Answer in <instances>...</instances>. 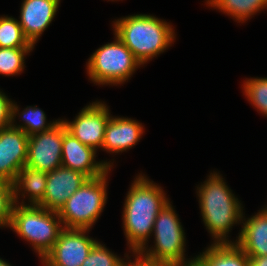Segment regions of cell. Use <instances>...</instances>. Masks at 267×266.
Masks as SVG:
<instances>
[{"mask_svg":"<svg viewBox=\"0 0 267 266\" xmlns=\"http://www.w3.org/2000/svg\"><path fill=\"white\" fill-rule=\"evenodd\" d=\"M169 202L163 189L145 175L132 183L123 207V229L132 253H138L153 233L158 213Z\"/></svg>","mask_w":267,"mask_h":266,"instance_id":"cell-1","label":"cell"},{"mask_svg":"<svg viewBox=\"0 0 267 266\" xmlns=\"http://www.w3.org/2000/svg\"><path fill=\"white\" fill-rule=\"evenodd\" d=\"M198 189L201 216L214 243H232L227 240L234 224H241L243 207L219 173H210Z\"/></svg>","mask_w":267,"mask_h":266,"instance_id":"cell-2","label":"cell"},{"mask_svg":"<svg viewBox=\"0 0 267 266\" xmlns=\"http://www.w3.org/2000/svg\"><path fill=\"white\" fill-rule=\"evenodd\" d=\"M113 23L114 34L141 65L163 53L175 39L172 25L152 15H129Z\"/></svg>","mask_w":267,"mask_h":266,"instance_id":"cell-3","label":"cell"},{"mask_svg":"<svg viewBox=\"0 0 267 266\" xmlns=\"http://www.w3.org/2000/svg\"><path fill=\"white\" fill-rule=\"evenodd\" d=\"M20 204V206H19ZM14 203L9 227L30 242L41 260L53 248L64 228L59 213L41 206Z\"/></svg>","mask_w":267,"mask_h":266,"instance_id":"cell-4","label":"cell"},{"mask_svg":"<svg viewBox=\"0 0 267 266\" xmlns=\"http://www.w3.org/2000/svg\"><path fill=\"white\" fill-rule=\"evenodd\" d=\"M89 178L76 190L60 209L64 228L91 229L101 215L107 201V176Z\"/></svg>","mask_w":267,"mask_h":266,"instance_id":"cell-5","label":"cell"},{"mask_svg":"<svg viewBox=\"0 0 267 266\" xmlns=\"http://www.w3.org/2000/svg\"><path fill=\"white\" fill-rule=\"evenodd\" d=\"M152 234L155 245L149 249L148 245L142 248L138 252L142 257L164 266L191 261L185 259V233L170 201L158 213Z\"/></svg>","mask_w":267,"mask_h":266,"instance_id":"cell-6","label":"cell"},{"mask_svg":"<svg viewBox=\"0 0 267 266\" xmlns=\"http://www.w3.org/2000/svg\"><path fill=\"white\" fill-rule=\"evenodd\" d=\"M114 35L115 41L98 48L88 60L86 69L94 84H123L141 66L131 50Z\"/></svg>","mask_w":267,"mask_h":266,"instance_id":"cell-7","label":"cell"},{"mask_svg":"<svg viewBox=\"0 0 267 266\" xmlns=\"http://www.w3.org/2000/svg\"><path fill=\"white\" fill-rule=\"evenodd\" d=\"M89 229L63 228L53 248L43 257L44 266H81L97 242Z\"/></svg>","mask_w":267,"mask_h":266,"instance_id":"cell-8","label":"cell"},{"mask_svg":"<svg viewBox=\"0 0 267 266\" xmlns=\"http://www.w3.org/2000/svg\"><path fill=\"white\" fill-rule=\"evenodd\" d=\"M63 122L50 130L30 135L26 167L52 172L62 166Z\"/></svg>","mask_w":267,"mask_h":266,"instance_id":"cell-9","label":"cell"},{"mask_svg":"<svg viewBox=\"0 0 267 266\" xmlns=\"http://www.w3.org/2000/svg\"><path fill=\"white\" fill-rule=\"evenodd\" d=\"M111 114L103 102H93L80 110L72 122L62 120L66 129L81 143L95 151L102 149L106 125Z\"/></svg>","mask_w":267,"mask_h":266,"instance_id":"cell-10","label":"cell"},{"mask_svg":"<svg viewBox=\"0 0 267 266\" xmlns=\"http://www.w3.org/2000/svg\"><path fill=\"white\" fill-rule=\"evenodd\" d=\"M28 138L21 129L12 126L0 129V181L13 184L26 165Z\"/></svg>","mask_w":267,"mask_h":266,"instance_id":"cell-11","label":"cell"},{"mask_svg":"<svg viewBox=\"0 0 267 266\" xmlns=\"http://www.w3.org/2000/svg\"><path fill=\"white\" fill-rule=\"evenodd\" d=\"M96 152L84 145L66 129L63 123L62 166L79 171L88 178L105 174L113 166L109 161H95Z\"/></svg>","mask_w":267,"mask_h":266,"instance_id":"cell-12","label":"cell"},{"mask_svg":"<svg viewBox=\"0 0 267 266\" xmlns=\"http://www.w3.org/2000/svg\"><path fill=\"white\" fill-rule=\"evenodd\" d=\"M89 178L76 170L58 167L47 173V185L43 201L38 205L59 212L69 197Z\"/></svg>","mask_w":267,"mask_h":266,"instance_id":"cell-13","label":"cell"},{"mask_svg":"<svg viewBox=\"0 0 267 266\" xmlns=\"http://www.w3.org/2000/svg\"><path fill=\"white\" fill-rule=\"evenodd\" d=\"M60 0H23L20 8V26L25 38L35 46L58 11Z\"/></svg>","mask_w":267,"mask_h":266,"instance_id":"cell-14","label":"cell"},{"mask_svg":"<svg viewBox=\"0 0 267 266\" xmlns=\"http://www.w3.org/2000/svg\"><path fill=\"white\" fill-rule=\"evenodd\" d=\"M143 131L142 123L131 118L111 115L106 125L102 149L108 153L129 150L140 140Z\"/></svg>","mask_w":267,"mask_h":266,"instance_id":"cell-15","label":"cell"},{"mask_svg":"<svg viewBox=\"0 0 267 266\" xmlns=\"http://www.w3.org/2000/svg\"><path fill=\"white\" fill-rule=\"evenodd\" d=\"M244 219L235 243L249 258L267 256V214L261 210L247 220Z\"/></svg>","mask_w":267,"mask_h":266,"instance_id":"cell-16","label":"cell"},{"mask_svg":"<svg viewBox=\"0 0 267 266\" xmlns=\"http://www.w3.org/2000/svg\"><path fill=\"white\" fill-rule=\"evenodd\" d=\"M47 185V173L24 166L13 182L14 203L19 204L20 193L29 196V205L38 206L44 198ZM22 191V192H21ZM19 195V197H18Z\"/></svg>","mask_w":267,"mask_h":266,"instance_id":"cell-17","label":"cell"},{"mask_svg":"<svg viewBox=\"0 0 267 266\" xmlns=\"http://www.w3.org/2000/svg\"><path fill=\"white\" fill-rule=\"evenodd\" d=\"M194 258L201 266H250L249 257L234 241L212 243Z\"/></svg>","mask_w":267,"mask_h":266,"instance_id":"cell-18","label":"cell"},{"mask_svg":"<svg viewBox=\"0 0 267 266\" xmlns=\"http://www.w3.org/2000/svg\"><path fill=\"white\" fill-rule=\"evenodd\" d=\"M206 4L241 23L267 8V0H207Z\"/></svg>","mask_w":267,"mask_h":266,"instance_id":"cell-19","label":"cell"},{"mask_svg":"<svg viewBox=\"0 0 267 266\" xmlns=\"http://www.w3.org/2000/svg\"><path fill=\"white\" fill-rule=\"evenodd\" d=\"M19 107L17 104L12 103V119L11 126L17 129H21L26 135L30 136L36 133L44 132L50 130L59 121H53L50 123L46 122V115L44 111L39 109L37 106H27L21 113H19ZM19 113V114H18ZM22 117L24 124L17 125L15 123L16 115ZM17 125V126H16Z\"/></svg>","mask_w":267,"mask_h":266,"instance_id":"cell-20","label":"cell"},{"mask_svg":"<svg viewBox=\"0 0 267 266\" xmlns=\"http://www.w3.org/2000/svg\"><path fill=\"white\" fill-rule=\"evenodd\" d=\"M5 47H34L25 38L18 20L12 16H0V48Z\"/></svg>","mask_w":267,"mask_h":266,"instance_id":"cell-21","label":"cell"},{"mask_svg":"<svg viewBox=\"0 0 267 266\" xmlns=\"http://www.w3.org/2000/svg\"><path fill=\"white\" fill-rule=\"evenodd\" d=\"M33 48H0V74L6 76L21 74L25 67V55Z\"/></svg>","mask_w":267,"mask_h":266,"instance_id":"cell-22","label":"cell"},{"mask_svg":"<svg viewBox=\"0 0 267 266\" xmlns=\"http://www.w3.org/2000/svg\"><path fill=\"white\" fill-rule=\"evenodd\" d=\"M243 90L254 108L267 117V78H246Z\"/></svg>","mask_w":267,"mask_h":266,"instance_id":"cell-23","label":"cell"},{"mask_svg":"<svg viewBox=\"0 0 267 266\" xmlns=\"http://www.w3.org/2000/svg\"><path fill=\"white\" fill-rule=\"evenodd\" d=\"M123 260L97 241L81 266H121Z\"/></svg>","mask_w":267,"mask_h":266,"instance_id":"cell-24","label":"cell"},{"mask_svg":"<svg viewBox=\"0 0 267 266\" xmlns=\"http://www.w3.org/2000/svg\"><path fill=\"white\" fill-rule=\"evenodd\" d=\"M13 205V184L0 181V228L9 227Z\"/></svg>","mask_w":267,"mask_h":266,"instance_id":"cell-25","label":"cell"},{"mask_svg":"<svg viewBox=\"0 0 267 266\" xmlns=\"http://www.w3.org/2000/svg\"><path fill=\"white\" fill-rule=\"evenodd\" d=\"M12 103L13 101L0 91V129L11 126Z\"/></svg>","mask_w":267,"mask_h":266,"instance_id":"cell-26","label":"cell"},{"mask_svg":"<svg viewBox=\"0 0 267 266\" xmlns=\"http://www.w3.org/2000/svg\"><path fill=\"white\" fill-rule=\"evenodd\" d=\"M126 257H128V261H123V263L121 264V266H164L160 263H156L154 261H150L148 259H145L144 257H142L140 254L138 253H134L135 256V261L131 262V260L129 259V256L125 254Z\"/></svg>","mask_w":267,"mask_h":266,"instance_id":"cell-27","label":"cell"},{"mask_svg":"<svg viewBox=\"0 0 267 266\" xmlns=\"http://www.w3.org/2000/svg\"><path fill=\"white\" fill-rule=\"evenodd\" d=\"M250 266H267V256L250 257Z\"/></svg>","mask_w":267,"mask_h":266,"instance_id":"cell-28","label":"cell"},{"mask_svg":"<svg viewBox=\"0 0 267 266\" xmlns=\"http://www.w3.org/2000/svg\"><path fill=\"white\" fill-rule=\"evenodd\" d=\"M171 266H201L200 263L194 258L191 259V261L186 262V263H181V264H176V265H171Z\"/></svg>","mask_w":267,"mask_h":266,"instance_id":"cell-29","label":"cell"},{"mask_svg":"<svg viewBox=\"0 0 267 266\" xmlns=\"http://www.w3.org/2000/svg\"><path fill=\"white\" fill-rule=\"evenodd\" d=\"M0 266H11V265L0 258Z\"/></svg>","mask_w":267,"mask_h":266,"instance_id":"cell-30","label":"cell"},{"mask_svg":"<svg viewBox=\"0 0 267 266\" xmlns=\"http://www.w3.org/2000/svg\"><path fill=\"white\" fill-rule=\"evenodd\" d=\"M262 210L267 214V206H265V208H263Z\"/></svg>","mask_w":267,"mask_h":266,"instance_id":"cell-31","label":"cell"}]
</instances>
